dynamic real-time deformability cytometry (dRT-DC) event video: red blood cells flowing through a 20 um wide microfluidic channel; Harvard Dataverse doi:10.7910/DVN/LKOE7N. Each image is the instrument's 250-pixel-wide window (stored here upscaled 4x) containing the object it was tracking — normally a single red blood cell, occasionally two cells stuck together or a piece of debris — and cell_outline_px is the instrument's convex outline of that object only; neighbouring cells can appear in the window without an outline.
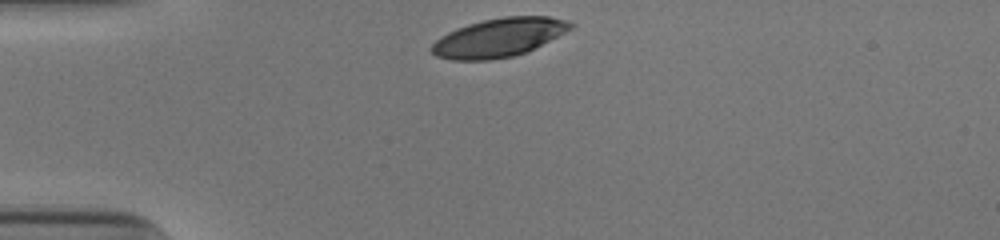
{"species": "human", "species_latin": "Homo sapiens", "temperature_condition": "cold", "stored_images_in_passage": 30, "camera_frame_rate_fps": 3000, "um_per_image_px": 0.085, "donor": {"sex": "male"}, "frame": {"image": 1, "passage_image": 1, "time_ms": 0.0, "image_size_px": [1000, 240], "cell_outline_px": [[576, 24], [572, 28], [524, 52], [512, 56], [488, 60], [452, 60], [436, 56], [428, 48], [440, 36], [456, 28], [468, 24], [484, 20], [504, 16], [548, 16], [568, 20]], "centroid_in_image_um": [42.35, 3.18], "position_along_channel_um": 42.6, "area_um2": 30.98}}
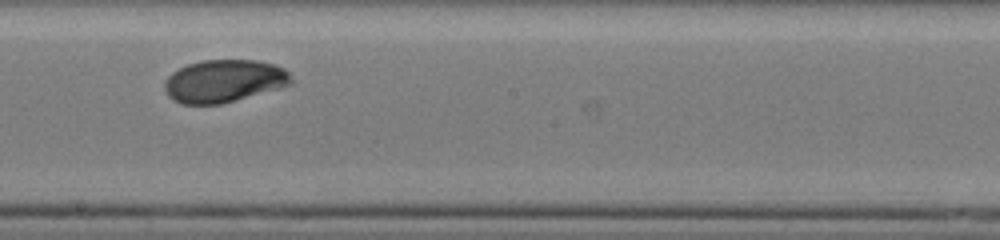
{"frame": {"image": 2, "passage_image": 18, "time_ms": 5.667, "image_size_px": [1000, 240], "cell_outline_px": [[292, 84], [280, 88], [220, 104], [180, 104], [172, 100], [168, 96], [164, 88], [164, 80], [172, 72], [188, 64], [204, 60], [256, 60], [276, 64], [284, 68], [292, 76]], "centroid_in_image_um": [19.04, 6.88], "position_along_channel_um": 229.2, "area_um2": 31.62}}
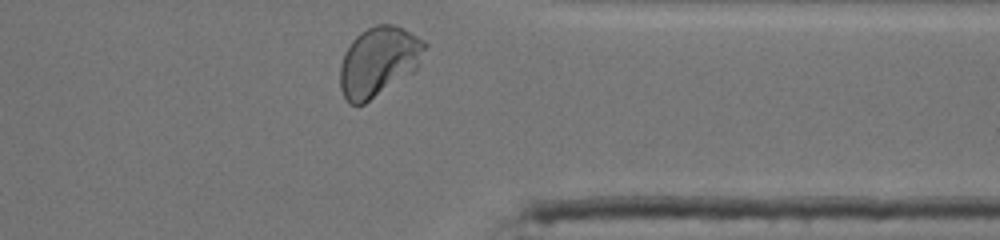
{"frame": {"image": 3, "passage_image": 30, "time_ms": 9.667, "image_size_px": [1000, 240], "cell_outline_px": [[428, 44], [420, 64], [412, 72], [364, 104], [348, 104], [340, 88], [340, 64], [352, 40], [360, 32], [376, 24], [392, 24], [424, 40]], "centroid_in_image_um": [32.18, 5.23], "position_along_channel_um": 379.2, "area_um2": 33.93}, "authors_computed_cell_mechanics": {"area_um2": 31.8189, "velocity_mm_per_s": 3.8562, "shape_relaxation_time_tau1_ms": 2.7476, "shape_relaxation_time_tau2_ms": 0.765, "deformation_change_tau1": 0.1631, "deformation_change_tau2": 0.0329}}